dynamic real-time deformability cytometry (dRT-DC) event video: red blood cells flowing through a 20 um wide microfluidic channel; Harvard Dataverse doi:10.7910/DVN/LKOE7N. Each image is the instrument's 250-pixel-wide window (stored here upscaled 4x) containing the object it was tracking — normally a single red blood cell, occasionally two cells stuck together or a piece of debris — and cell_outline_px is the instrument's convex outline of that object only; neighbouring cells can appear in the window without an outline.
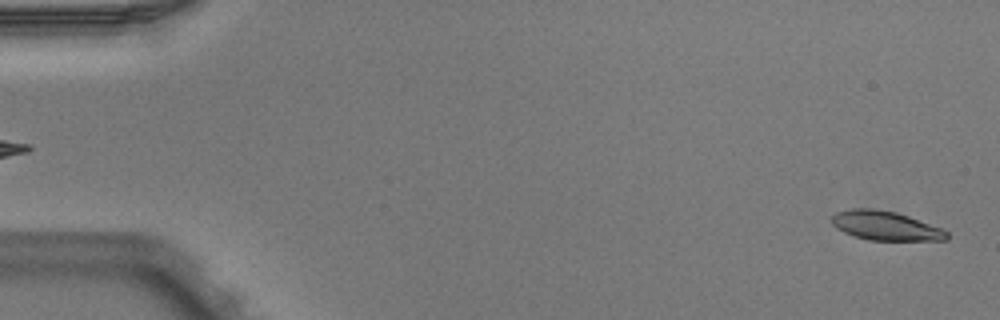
{"species": "Egyptian fruit bat (a non-hibernating species)", "species_latin": "Rousettus aegyptiacus", "temperature_condition": "warm", "stored_images_in_passage": 5, "camera_frame_rate_fps": 3000, "um_per_image_px": 0.085, "animal": {"sex": "male"}, "frame": {"image": 1, "passage_image": 5, "time_ms": 1.333, "image_size_px": [1000, 320], "cell_outline_px": [[948, 240], [868, 240], [844, 232], [836, 228], [832, 224], [832, 216], [836, 212], [852, 208], [872, 208], [896, 212], [908, 216], [940, 228], [948, 232]], "centroid_in_image_um": [75.24, 19.18], "position_along_channel_um": 9.8, "area_um2": 19.36}}